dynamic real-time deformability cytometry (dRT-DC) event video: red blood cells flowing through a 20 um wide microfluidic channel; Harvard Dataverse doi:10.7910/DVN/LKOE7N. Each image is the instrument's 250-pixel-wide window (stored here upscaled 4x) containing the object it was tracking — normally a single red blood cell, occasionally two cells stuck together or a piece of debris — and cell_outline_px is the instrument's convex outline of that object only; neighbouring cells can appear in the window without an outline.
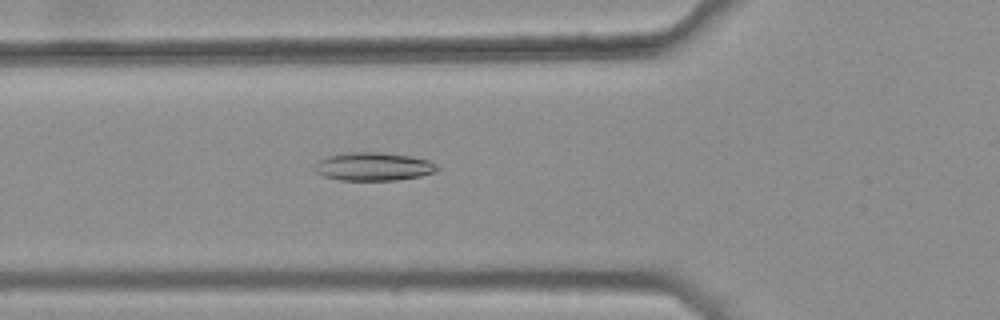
{"species": "common noctule bat (a hibernating species)", "species_latin": "Nyctalus noctula", "temperature_condition": "warm", "stored_images_in_passage": 40, "camera_frame_rate_fps": 3000, "um_per_image_px": 0.085, "animal": {"sex": "female", "body_mass_g": 25.1}, "frame": {"image": 1, "passage_image": 13, "time_ms": 4.0, "image_size_px": [1000, 320], "cell_outline_px": [[440, 168], [436, 172], [420, 176], [396, 180], [340, 180], [324, 176], [316, 172], [316, 164], [324, 156], [344, 152], [380, 152], [412, 156], [428, 160], [436, 164]], "centroid_in_image_um": [31.76, 14.14], "position_along_channel_um": 94.0, "area_um2": 20.29}}
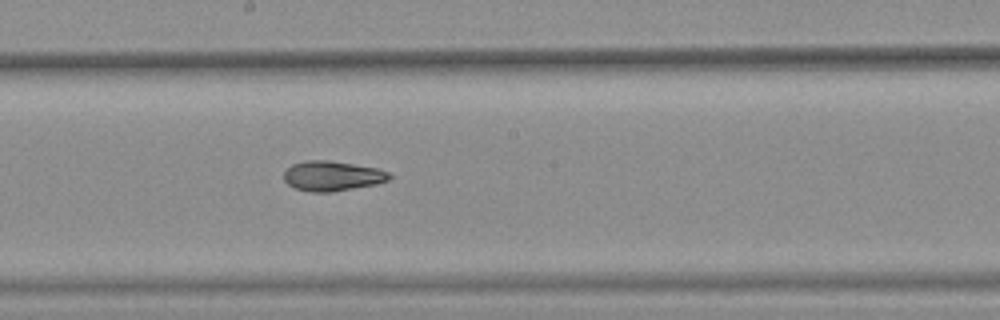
{"frame": {"image": 2, "passage_image": 23, "time_ms": 7.333, "image_size_px": [1000, 320], "cell_outline_px": [[392, 176], [388, 180], [376, 184], [332, 192], [312, 192], [296, 188], [288, 184], [284, 180], [284, 172], [292, 164], [304, 160], [328, 160], [376, 168], [388, 172]], "centroid_in_image_um": [28.22, 14.95], "position_along_channel_um": 220.0, "area_um2": 18.26}}
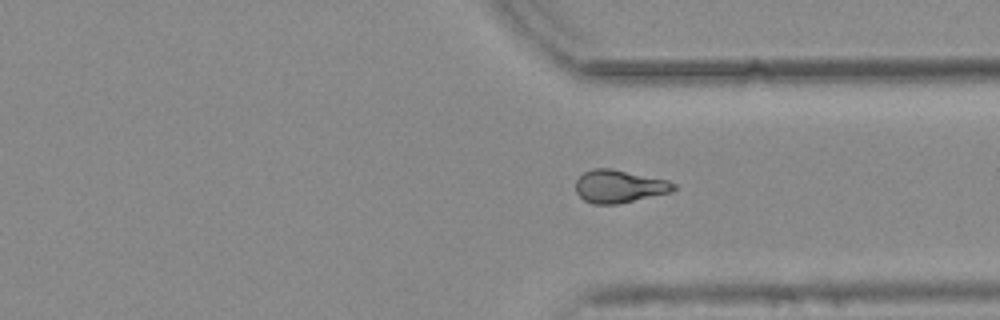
{"frame": {"image": 3, "passage_image": 34, "time_ms": 11.0, "image_size_px": [1000, 320], "cell_outline_px": [[676, 188], [672, 192], [616, 204], [592, 204], [584, 200], [576, 192], [576, 180], [584, 172], [592, 168], [612, 168], [668, 180], [676, 184]], "centroid_in_image_um": [52.63, 15.83], "position_along_channel_um": 358.8, "area_um2": 18.79}, "authors_computed_cell_mechanics": {"area_um2": 18.5827, "velocity_mm_per_s": 3.7727, "shape_relaxation_time_tau1_ms": null, "shape_relaxation_time_tau2_ms": 4.1894, "deformation_change_tau1": null, "deformation_change_tau2": 0.0983}}